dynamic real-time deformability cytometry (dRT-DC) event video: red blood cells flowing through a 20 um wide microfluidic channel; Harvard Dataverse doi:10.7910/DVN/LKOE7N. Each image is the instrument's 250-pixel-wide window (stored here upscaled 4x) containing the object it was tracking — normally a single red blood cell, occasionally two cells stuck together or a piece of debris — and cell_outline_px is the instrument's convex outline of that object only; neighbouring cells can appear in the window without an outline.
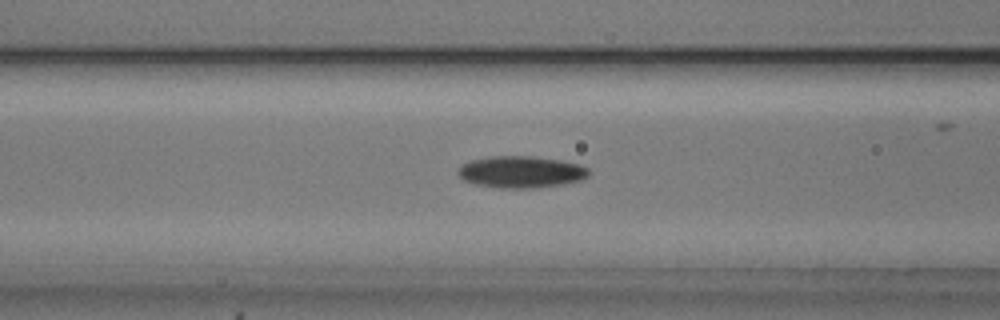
{"species": "common noctule bat (a hibernating species)", "species_latin": "Nyctalus noctula", "temperature_condition": "cold", "stored_images_in_passage": 38, "camera_frame_rate_fps": 3000, "um_per_image_px": 0.085, "animal": {"sex": "male", "body_mass_g": 20.5, "forearm_length_mm": 52.5}, "frame": {"image": 1, "passage_image": 5, "time_ms": 1.333, "image_size_px": [1000, 320], "cell_outline_px": [[588, 176], [580, 180], [564, 184], [536, 188], [500, 188], [476, 184], [464, 180], [456, 172], [464, 164], [472, 160], [488, 156], [532, 156], [560, 160], [580, 164], [588, 168]], "centroid_in_image_um": [44.31, 14.61], "position_along_channel_um": 122.3, "area_um2": 24.16}}
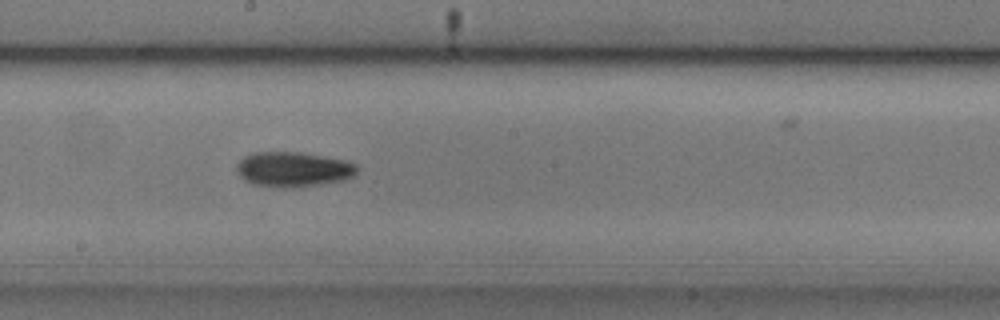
{"frame": {"image": 2, "passage_image": 13, "time_ms": 4.0, "image_size_px": [1000, 320], "cell_outline_px": [[356, 172], [352, 176], [344, 180], [296, 188], [284, 188], [252, 184], [244, 180], [240, 176], [236, 168], [236, 164], [244, 156], [252, 152], [300, 152], [344, 160], [356, 164]], "centroid_in_image_um": [24.88, 14.4], "position_along_channel_um": 223.3, "area_um2": 24.57}}
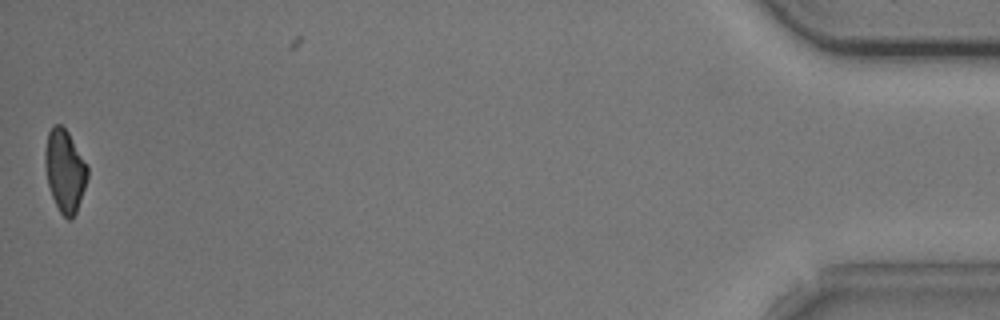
{"frame": {"image": 3, "passage_image": 37, "time_ms": 12.0, "image_size_px": [1000, 320], "cell_outline_px": [[88, 176], [76, 212], [72, 220], [68, 220], [60, 212], [52, 196], [48, 184], [44, 164], [44, 152], [48, 132], [52, 124], [60, 124], [68, 132], [88, 168]], "centroid_in_image_um": [5.48, 14.5], "position_along_channel_um": 429.7, "area_um2": 20.17}, "authors_computed_cell_mechanics": {"area_um2": 22.3397, "velocity_mm_per_s": 3.7747, "shape_relaxation_time_tau1_ms": 3.6482, "shape_relaxation_time_tau2_ms": null, "deformation_change_tau1": 0.1035, "deformation_change_tau2": null}}